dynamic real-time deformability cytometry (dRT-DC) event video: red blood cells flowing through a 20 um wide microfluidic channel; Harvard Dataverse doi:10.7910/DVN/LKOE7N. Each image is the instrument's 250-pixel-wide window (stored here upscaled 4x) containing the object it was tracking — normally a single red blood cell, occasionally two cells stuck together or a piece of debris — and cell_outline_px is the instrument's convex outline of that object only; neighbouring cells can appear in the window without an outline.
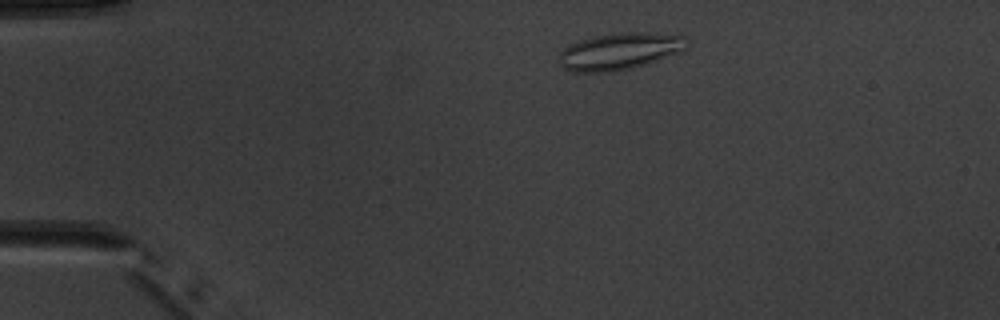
{"species": "common noctule bat (a hibernating species)", "species_latin": "Nyctalus noctula", "temperature_condition": "warm", "stored_images_in_passage": 6, "camera_frame_rate_fps": 3000, "um_per_image_px": 0.085, "animal": {"sex": "male", "body_mass_g": 20.1, "forearm_length_mm": 53.5}, "frame": {"image": 1, "passage_image": 1, "time_ms": 0.0, "image_size_px": [1000, 320], "cell_outline_px": [[688, 44], [680, 52], [632, 68], [604, 72], [572, 72], [564, 68], [560, 64], [560, 52], [568, 44], [580, 40], [596, 36], [620, 32], [644, 32], [684, 36], [688, 40]], "centroid_in_image_um": [52.64, 4.35], "position_along_channel_um": 32.4, "area_um2": 27.17}}
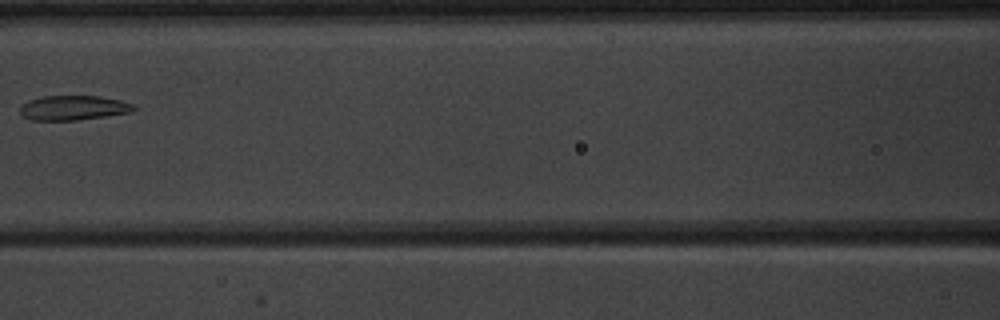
{"frame": {"image": 2, "passage_image": 5, "time_ms": 4.667, "image_size_px": [1000, 320], "cell_outline_px": [[136, 108], [128, 112], [104, 116], [76, 120], [32, 120], [24, 116], [20, 112], [20, 104], [28, 100], [44, 96], [100, 96], [120, 100], [136, 104]], "centroid_in_image_um": [6.21, 9.15], "position_along_channel_um": 160.4, "area_um2": 16.24}}
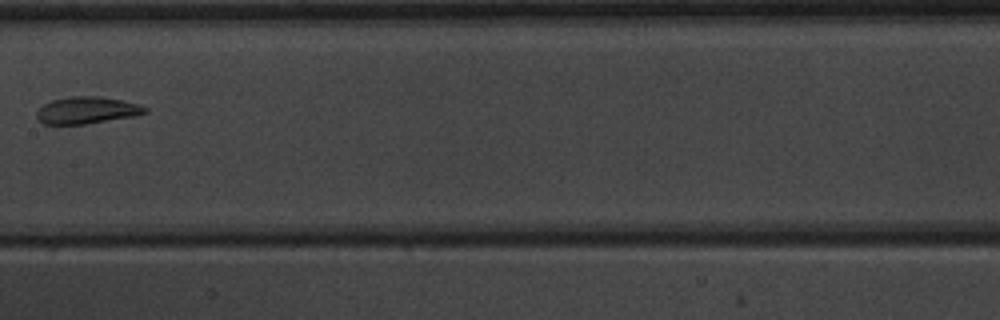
{"frame": {"image": 3, "passage_image": 6, "time_ms": 5.667, "image_size_px": [1000, 320], "cell_outline_px": [[148, 112], [136, 116], [88, 124], [44, 124], [36, 116], [36, 112], [44, 104], [52, 100], [68, 96], [100, 96], [140, 104], [148, 108]], "centroid_in_image_um": [7.42, 9.37], "position_along_channel_um": 200.0, "area_um2": 17.17}}